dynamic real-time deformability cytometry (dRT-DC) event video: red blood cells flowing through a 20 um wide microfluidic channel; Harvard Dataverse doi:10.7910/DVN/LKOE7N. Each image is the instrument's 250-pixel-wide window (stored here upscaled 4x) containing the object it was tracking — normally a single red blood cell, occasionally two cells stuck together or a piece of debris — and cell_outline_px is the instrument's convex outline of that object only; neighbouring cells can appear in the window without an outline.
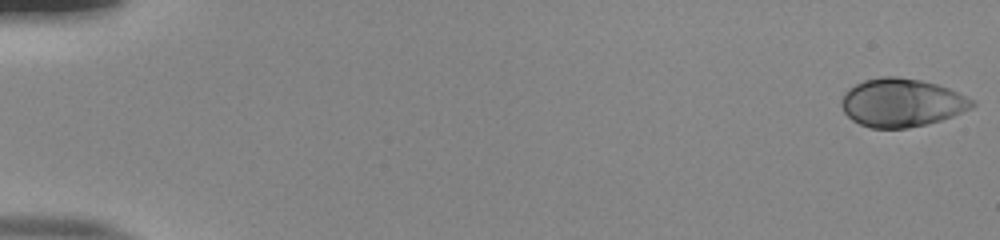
{"species": "human", "species_latin": "Homo sapiens", "temperature_condition": "room temperature", "stored_images_in_passage": 53, "camera_frame_rate_fps": 3000, "um_per_image_px": 0.085, "donor": {"sex": "male"}, "frame": {"image": 1, "passage_image": 1, "time_ms": 0.0, "image_size_px": [1000, 240], "cell_outline_px": [[976, 104], [972, 108], [952, 116], [928, 124], [908, 128], [872, 128], [860, 124], [852, 120], [844, 112], [840, 104], [840, 100], [844, 92], [848, 88], [864, 80], [880, 76], [896, 76], [920, 80], [936, 84], [948, 88], [972, 100]], "centroid_in_image_um": [76.59, 8.73], "position_along_channel_um": 8.4, "area_um2": 36.76}}
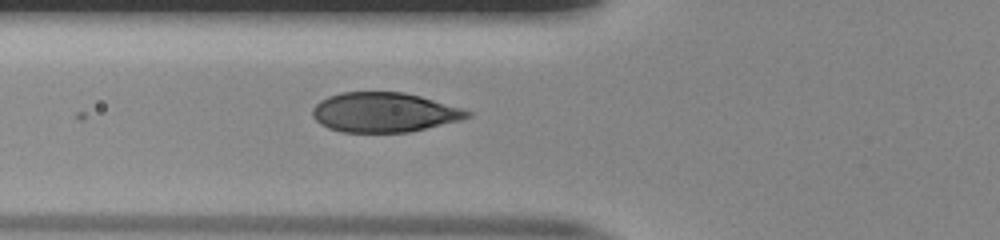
{"frame": {"image": 2, "passage_image": 21, "time_ms": 6.667, "image_size_px": [1000, 240], "cell_outline_px": [[472, 116], [460, 120], [408, 132], [340, 132], [328, 128], [320, 124], [312, 116], [312, 108], [320, 100], [328, 96], [340, 92], [404, 92], [420, 96], [460, 108], [472, 112]], "centroid_in_image_um": [32.6, 9.55], "position_along_channel_um": 93.2, "area_um2": 35.66}}
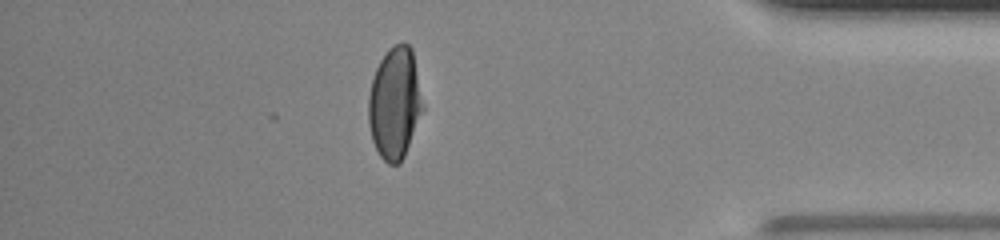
{"frame": {"image": 3, "passage_image": 47, "time_ms": 15.333, "image_size_px": [1000, 240], "cell_outline_px": [[424, 108], [404, 156], [400, 164], [388, 164], [380, 156], [372, 140], [368, 124], [368, 96], [372, 80], [376, 68], [380, 60], [388, 48], [396, 44], [408, 44], [412, 48]], "centroid_in_image_um": [33.54, 8.78], "position_along_channel_um": 401.7, "area_um2": 35.32}, "authors_computed_cell_mechanics": {"area_um2": 36.8764, "velocity_mm_per_s": 3.9001, "shape_relaxation_time_tau1_ms": 4.215, "shape_relaxation_time_tau2_ms": null, "deformation_change_tau1": 0.2093, "deformation_change_tau2": null}}